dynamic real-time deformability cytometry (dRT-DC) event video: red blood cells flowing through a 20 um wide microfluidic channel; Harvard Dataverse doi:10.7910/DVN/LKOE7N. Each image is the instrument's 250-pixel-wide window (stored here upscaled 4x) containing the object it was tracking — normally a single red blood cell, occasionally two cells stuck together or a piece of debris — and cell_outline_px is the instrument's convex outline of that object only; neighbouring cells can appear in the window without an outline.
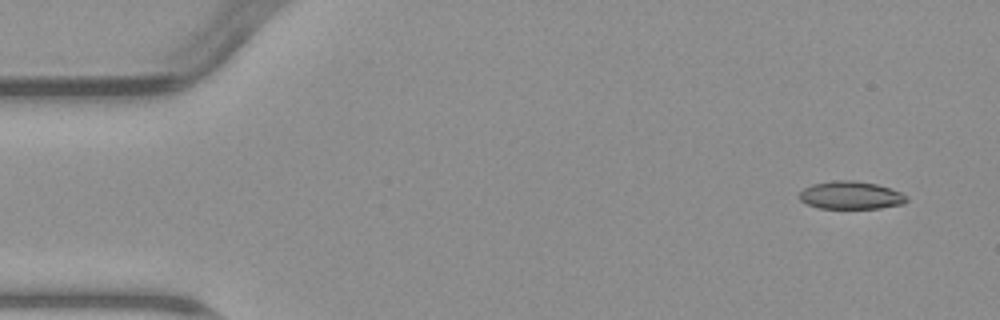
{"species": "common noctule bat (a hibernating species)", "species_latin": "Nyctalus noctula", "temperature_condition": "warm", "stored_images_in_passage": 7, "camera_frame_rate_fps": 3000, "um_per_image_px": 0.085, "animal": {"sex": "male", "body_mass_g": 23.1, "forearm_length_mm": 52.7}, "frame": {"image": 1, "passage_image": 1, "time_ms": 0.0, "image_size_px": [1000, 320], "cell_outline_px": [[908, 200], [904, 204], [880, 208], [820, 208], [808, 204], [800, 200], [800, 192], [804, 188], [812, 184], [832, 180], [856, 180], [876, 184], [900, 192], [908, 196]], "centroid_in_image_um": [72.33, 16.59], "position_along_channel_um": 12.7, "area_um2": 17.4}}
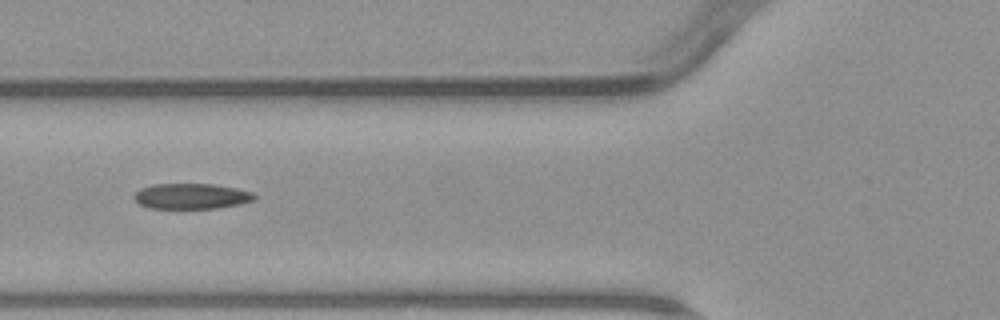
{"frame": {"image": 2, "passage_image": 5, "time_ms": 5.667, "image_size_px": [1000, 320], "cell_outline_px": [[256, 200], [240, 204], [216, 208], [148, 208], [140, 204], [132, 196], [140, 188], [152, 184], [212, 184], [236, 188], [252, 192], [256, 196]], "centroid_in_image_um": [16.27, 16.67], "position_along_channel_um": 109.5, "area_um2": 17.92}}
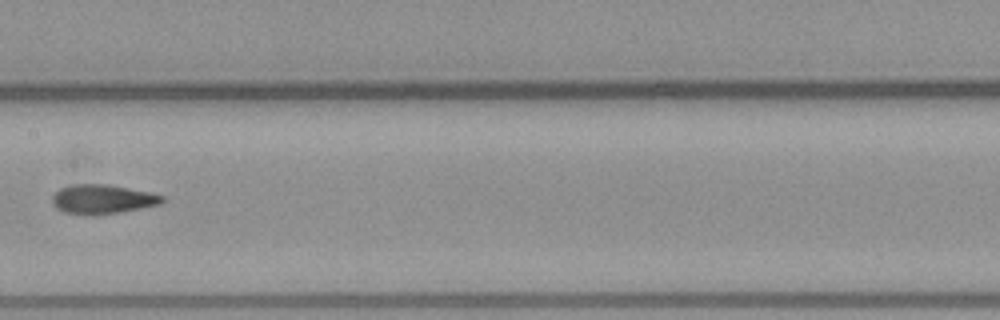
{"frame": {"image": 3, "passage_image": 7, "time_ms": 8.0, "image_size_px": [1000, 320], "cell_outline_px": [[164, 200], [160, 204], [120, 212], [92, 216], [64, 212], [56, 208], [52, 204], [52, 196], [60, 188], [72, 184], [108, 184], [152, 192], [164, 196]], "centroid_in_image_um": [8.7, 16.93], "position_along_channel_um": 198.7, "area_um2": 18.96}}